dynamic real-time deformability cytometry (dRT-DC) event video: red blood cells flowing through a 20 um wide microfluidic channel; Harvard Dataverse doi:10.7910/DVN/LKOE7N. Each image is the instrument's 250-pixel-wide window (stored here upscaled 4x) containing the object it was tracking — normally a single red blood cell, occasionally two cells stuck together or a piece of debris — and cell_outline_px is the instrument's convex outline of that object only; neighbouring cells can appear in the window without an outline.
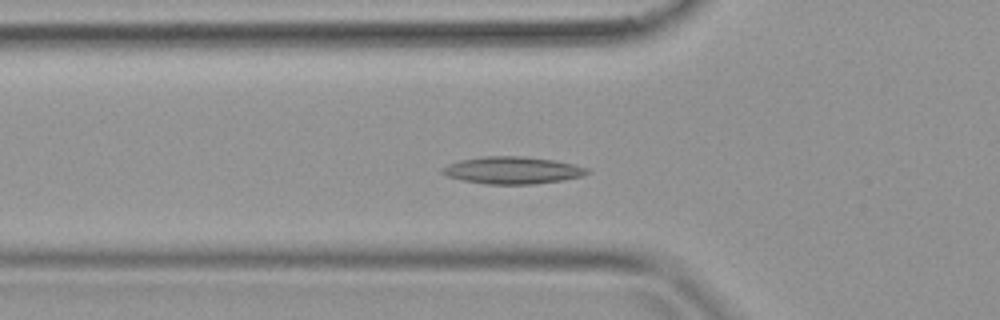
{"species": "common noctule bat (a hibernating species)", "species_latin": "Nyctalus noctula", "temperature_condition": "warm", "stored_images_in_passage": 40, "camera_frame_rate_fps": 3000, "um_per_image_px": 0.085, "animal": {"sex": "female", "body_mass_g": 19.9}, "frame": {"image": 1, "passage_image": 13, "time_ms": 4.0, "image_size_px": [1000, 320], "cell_outline_px": [[592, 172], [580, 176], [564, 180], [532, 184], [488, 184], [464, 180], [448, 176], [440, 172], [440, 168], [448, 164], [460, 160], [484, 156], [524, 156], [556, 160], [588, 168]], "centroid_in_image_um": [43.57, 14.46], "position_along_channel_um": 82.2, "area_um2": 22.95}}
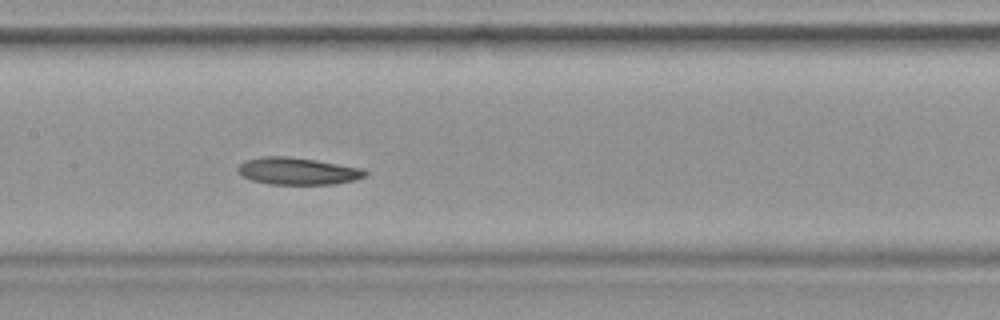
{"frame": {"image": 2, "passage_image": 19, "time_ms": 6.0, "image_size_px": [1000, 320], "cell_outline_px": [[368, 172], [364, 176], [352, 180], [332, 184], [268, 184], [252, 180], [240, 176], [236, 172], [236, 168], [244, 160], [260, 156], [288, 156], [316, 160], [364, 168]], "centroid_in_image_um": [25.23, 14.53], "position_along_channel_um": 182.2, "area_um2": 20.29}}
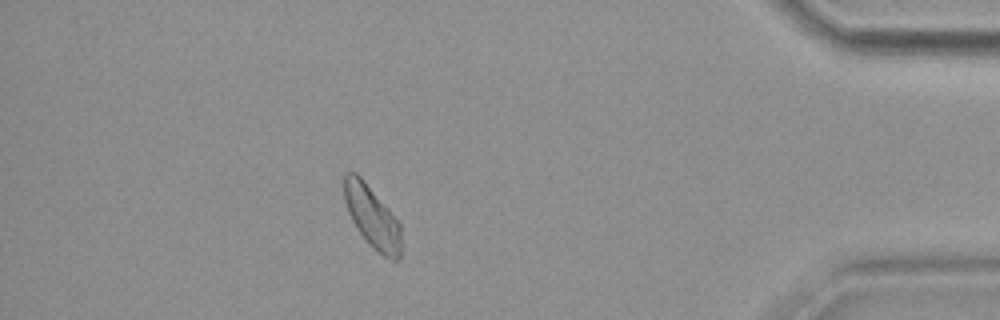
{"frame": {"image": 3, "passage_image": 35, "time_ms": 11.333, "image_size_px": [1000, 320], "cell_outline_px": [[400, 256], [396, 260], [392, 260], [384, 256], [368, 244], [356, 228], [348, 212], [344, 200], [344, 176], [348, 172], [356, 172], [364, 180], [388, 208], [400, 224]], "centroid_in_image_um": [31.61, 18.43], "position_along_channel_um": 403.6, "area_um2": 20.4}}